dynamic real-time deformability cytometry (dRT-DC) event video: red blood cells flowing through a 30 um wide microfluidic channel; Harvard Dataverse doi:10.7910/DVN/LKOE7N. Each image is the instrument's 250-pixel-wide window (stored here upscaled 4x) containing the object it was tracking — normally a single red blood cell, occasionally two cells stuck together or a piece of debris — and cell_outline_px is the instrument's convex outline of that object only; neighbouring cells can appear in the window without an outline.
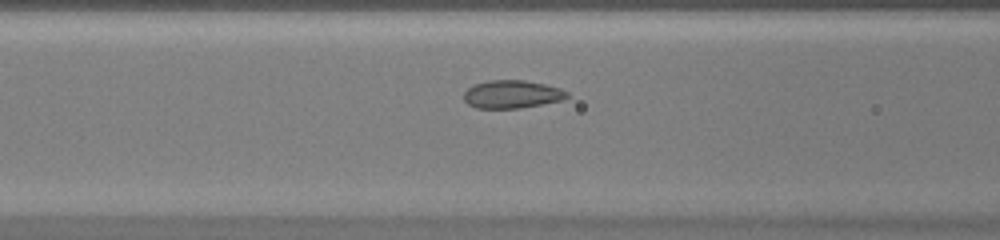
{"species": "common noctule bat (a hibernating species)", "species_latin": "Nyctalus noctula", "temperature_condition": "warm", "stored_images_in_passage": 31, "camera_frame_rate_fps": 3000, "um_per_image_px": 0.085, "animal": {"sex": "female", "body_mass_g": 20.0, "forearm_length_mm": 54.0}, "frame": {"image": 1, "passage_image": 4, "time_ms": 1.0, "image_size_px": [1000, 240], "cell_outline_px": [[568, 96], [564, 100], [520, 108], [476, 108], [468, 104], [464, 100], [464, 92], [468, 88], [476, 84], [488, 80], [524, 80], [544, 84], [560, 88], [568, 92]], "centroid_in_image_um": [43.52, 8.01], "position_along_channel_um": 123.1, "area_um2": 16.82}}
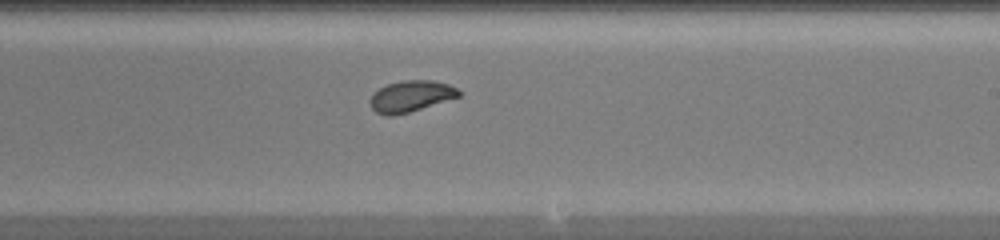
{"frame": {"image": 2, "passage_image": 13, "time_ms": 4.0, "image_size_px": [1000, 240], "cell_outline_px": [[460, 96], [408, 112], [392, 116], [388, 116], [376, 112], [368, 104], [368, 100], [372, 92], [388, 84], [404, 80], [432, 80], [448, 84], [456, 88], [460, 92]], "centroid_in_image_um": [34.86, 8.17], "position_along_channel_um": 254.1, "area_um2": 16.07}}
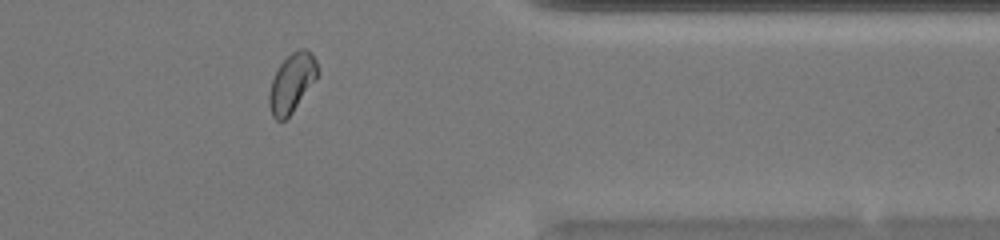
{"frame": {"image": 3, "passage_image": 23, "time_ms": 7.333, "image_size_px": [1000, 240], "cell_outline_px": [[320, 72], [292, 112], [284, 120], [276, 120], [272, 116], [268, 104], [268, 92], [276, 68], [292, 52], [300, 48], [308, 48], [316, 60]], "centroid_in_image_um": [24.79, 7.01], "position_along_channel_um": 386.6, "area_um2": 16.59}}